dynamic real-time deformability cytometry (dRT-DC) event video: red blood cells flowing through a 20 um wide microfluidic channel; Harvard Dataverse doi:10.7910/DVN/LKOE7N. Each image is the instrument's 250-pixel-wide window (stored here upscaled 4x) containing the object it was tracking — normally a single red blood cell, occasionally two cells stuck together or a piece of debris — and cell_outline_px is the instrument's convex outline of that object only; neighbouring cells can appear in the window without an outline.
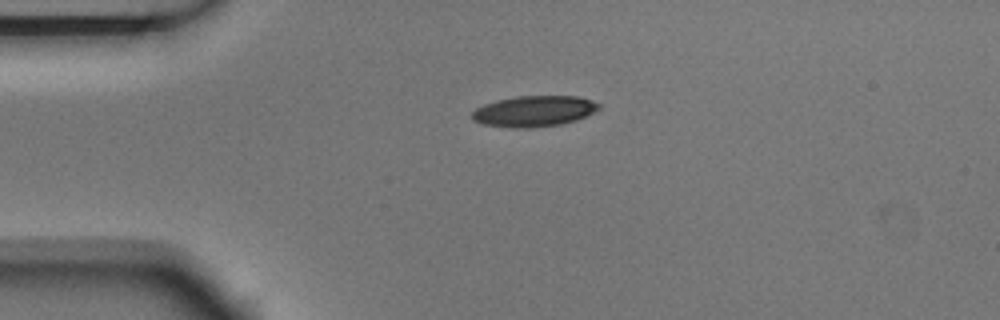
{"species": "Egyptian fruit bat (a non-hibernating species)", "species_latin": "Rousettus aegyptiacus", "temperature_condition": "room temperature", "stored_images_in_passage": 1, "camera_frame_rate_fps": 3000, "um_per_image_px": 0.085, "animal": {"sex": "male"}, "frame": {"image": 1, "passage_image": 1, "time_ms": 0.0, "image_size_px": [1000, 320], "cell_outline_px": [[600, 108], [576, 120], [560, 124], [532, 128], [516, 128], [484, 124], [472, 120], [472, 112], [476, 108], [484, 104], [496, 100], [516, 96], [576, 96], [592, 100], [600, 104]], "centroid_in_image_um": [45.37, 9.44], "position_along_channel_um": 39.6, "area_um2": 22.72}}